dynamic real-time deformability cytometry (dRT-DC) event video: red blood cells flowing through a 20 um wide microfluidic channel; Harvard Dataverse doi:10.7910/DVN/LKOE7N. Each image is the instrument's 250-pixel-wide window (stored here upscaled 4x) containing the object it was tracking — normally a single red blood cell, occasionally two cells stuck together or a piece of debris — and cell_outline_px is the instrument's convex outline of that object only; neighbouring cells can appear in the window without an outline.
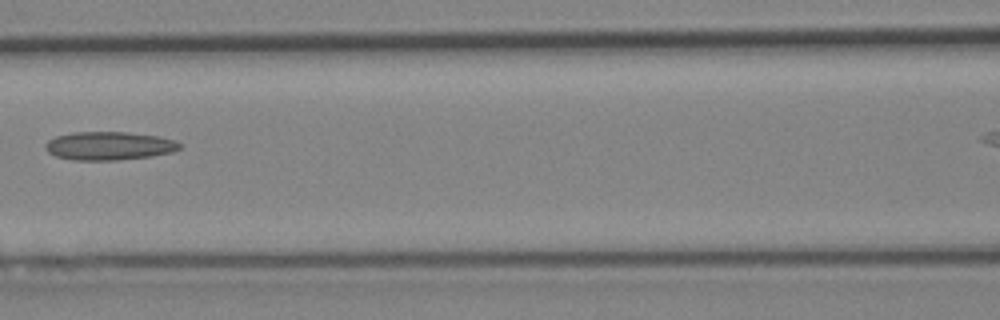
{"species": "Egyptian fruit bat (a non-hibernating species)", "species_latin": "Rousettus aegyptiacus", "temperature_condition": "cold", "stored_images_in_passage": 5, "segment_of_instrument_passage": [1, 2], "camera_frame_rate_fps": 3000, "um_per_image_px": 0.085, "animal": {"sex": "female"}, "frame": {"image": 1, "passage_image": 4, "time_ms": 4.0, "image_size_px": [1000, 320], "cell_outline_px": [[180, 148], [172, 152], [152, 156], [116, 160], [72, 160], [56, 156], [48, 152], [44, 148], [44, 144], [48, 140], [56, 136], [72, 132], [128, 132], [160, 136], [176, 140], [180, 144]], "centroid_in_image_um": [9.26, 12.39], "position_along_channel_um": 157.3, "area_um2": 22.37}}